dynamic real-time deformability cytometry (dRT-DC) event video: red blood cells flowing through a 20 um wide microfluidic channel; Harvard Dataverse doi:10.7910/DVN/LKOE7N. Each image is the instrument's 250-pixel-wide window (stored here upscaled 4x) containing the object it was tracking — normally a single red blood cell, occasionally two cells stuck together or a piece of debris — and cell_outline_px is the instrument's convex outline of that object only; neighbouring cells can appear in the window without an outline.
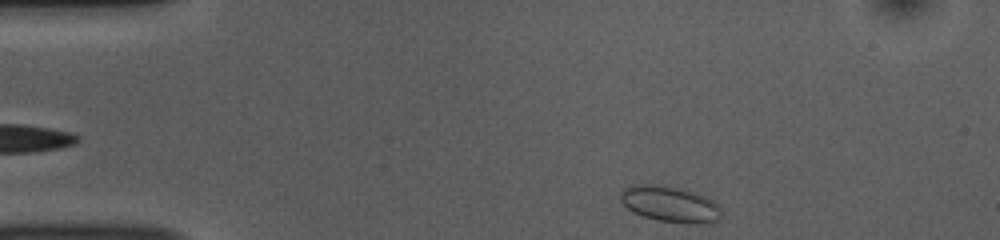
{"species": "common noctule bat (a hibernating species)", "species_latin": "Nyctalus noctula", "temperature_condition": "room temperature", "stored_images_in_passage": 46, "camera_frame_rate_fps": 3000, "um_per_image_px": 0.085, "animal": {"sex": "female", "body_mass_g": 10.0, "forearm_length_mm": 53.1}, "frame": {"image": 1, "passage_image": 1, "time_ms": 0.0, "image_size_px": [1000, 240], "cell_outline_px": [[720, 220], [708, 224], [692, 224], [660, 220], [644, 216], [632, 212], [620, 200], [620, 196], [624, 188], [632, 184], [648, 184], [680, 188], [696, 192], [712, 200], [720, 208]], "centroid_in_image_um": [56.97, 17.35], "position_along_channel_um": 28.0, "area_um2": 21.1}}
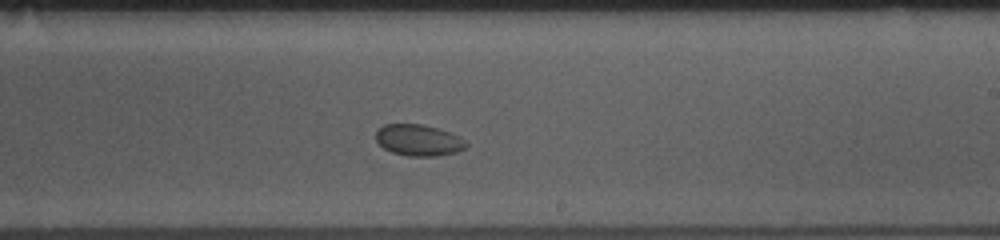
{"frame": {"image": 2, "passage_image": 24, "time_ms": 7.667, "image_size_px": [1000, 240], "cell_outline_px": [[468, 144], [464, 148], [456, 152], [436, 156], [408, 156], [392, 152], [384, 148], [376, 140], [376, 132], [384, 124], [420, 124], [436, 128], [460, 136]], "centroid_in_image_um": [35.57, 11.92], "position_along_channel_um": 253.4, "area_um2": 16.3}}
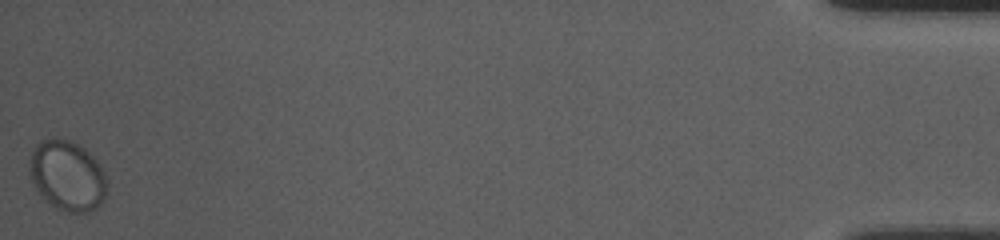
{"frame": {"image": 3, "passage_image": 46, "time_ms": 15.0, "image_size_px": [1000, 240], "cell_outline_px": [[108, 184], [104, 196], [100, 204], [96, 208], [88, 212], [68, 212], [56, 208], [36, 188], [32, 180], [28, 168], [28, 164], [32, 152], [36, 144], [40, 140], [56, 136], [68, 140], [84, 148], [96, 160], [104, 172], [108, 180]], "centroid_in_image_um": [5.72, 14.9], "position_along_channel_um": 429.5, "area_um2": 31.62}}